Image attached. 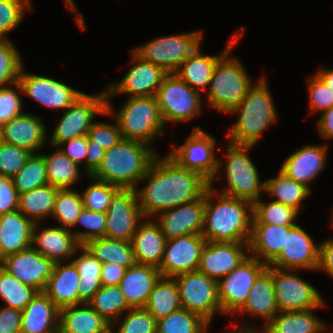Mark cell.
I'll use <instances>...</instances> for the list:
<instances>
[{
	"instance_id": "52",
	"label": "cell",
	"mask_w": 333,
	"mask_h": 333,
	"mask_svg": "<svg viewBox=\"0 0 333 333\" xmlns=\"http://www.w3.org/2000/svg\"><path fill=\"white\" fill-rule=\"evenodd\" d=\"M128 311L116 333H156L157 321L144 307Z\"/></svg>"
},
{
	"instance_id": "2",
	"label": "cell",
	"mask_w": 333,
	"mask_h": 333,
	"mask_svg": "<svg viewBox=\"0 0 333 333\" xmlns=\"http://www.w3.org/2000/svg\"><path fill=\"white\" fill-rule=\"evenodd\" d=\"M216 194L212 184H209L205 191L202 236L207 242H249L253 204L221 193L215 204L211 199L214 200ZM247 210L251 212V215Z\"/></svg>"
},
{
	"instance_id": "48",
	"label": "cell",
	"mask_w": 333,
	"mask_h": 333,
	"mask_svg": "<svg viewBox=\"0 0 333 333\" xmlns=\"http://www.w3.org/2000/svg\"><path fill=\"white\" fill-rule=\"evenodd\" d=\"M91 184L82 193L83 206L94 212L106 213L110 207V202L114 194L120 189L116 185H112L103 181L92 178Z\"/></svg>"
},
{
	"instance_id": "12",
	"label": "cell",
	"mask_w": 333,
	"mask_h": 333,
	"mask_svg": "<svg viewBox=\"0 0 333 333\" xmlns=\"http://www.w3.org/2000/svg\"><path fill=\"white\" fill-rule=\"evenodd\" d=\"M215 145L216 140L197 126L185 144L179 149L174 146L168 156L180 167L199 173L212 184L222 165L213 154Z\"/></svg>"
},
{
	"instance_id": "46",
	"label": "cell",
	"mask_w": 333,
	"mask_h": 333,
	"mask_svg": "<svg viewBox=\"0 0 333 333\" xmlns=\"http://www.w3.org/2000/svg\"><path fill=\"white\" fill-rule=\"evenodd\" d=\"M12 179L19 194L49 184L43 155L31 154L23 168Z\"/></svg>"
},
{
	"instance_id": "42",
	"label": "cell",
	"mask_w": 333,
	"mask_h": 333,
	"mask_svg": "<svg viewBox=\"0 0 333 333\" xmlns=\"http://www.w3.org/2000/svg\"><path fill=\"white\" fill-rule=\"evenodd\" d=\"M88 304L111 325L118 324L120 315L131 309L119 286H102Z\"/></svg>"
},
{
	"instance_id": "15",
	"label": "cell",
	"mask_w": 333,
	"mask_h": 333,
	"mask_svg": "<svg viewBox=\"0 0 333 333\" xmlns=\"http://www.w3.org/2000/svg\"><path fill=\"white\" fill-rule=\"evenodd\" d=\"M106 214L105 237L131 241L138 222L144 219L136 189H119L112 197Z\"/></svg>"
},
{
	"instance_id": "65",
	"label": "cell",
	"mask_w": 333,
	"mask_h": 333,
	"mask_svg": "<svg viewBox=\"0 0 333 333\" xmlns=\"http://www.w3.org/2000/svg\"><path fill=\"white\" fill-rule=\"evenodd\" d=\"M237 331V333H258V332H256L257 330L256 329H249V327L248 326H246V328L244 329H242V328H239V329H237L236 330ZM236 331H234L235 333H236ZM234 332H232V333H234ZM263 333H266V329L264 328V330L262 331ZM261 332V333H262Z\"/></svg>"
},
{
	"instance_id": "41",
	"label": "cell",
	"mask_w": 333,
	"mask_h": 333,
	"mask_svg": "<svg viewBox=\"0 0 333 333\" xmlns=\"http://www.w3.org/2000/svg\"><path fill=\"white\" fill-rule=\"evenodd\" d=\"M51 155H43L48 183L59 189H70L79 176V165L71 161L59 148Z\"/></svg>"
},
{
	"instance_id": "9",
	"label": "cell",
	"mask_w": 333,
	"mask_h": 333,
	"mask_svg": "<svg viewBox=\"0 0 333 333\" xmlns=\"http://www.w3.org/2000/svg\"><path fill=\"white\" fill-rule=\"evenodd\" d=\"M202 33L195 31L190 34L170 35L156 38L134 53L142 60L161 67L166 73H176L181 64L198 48Z\"/></svg>"
},
{
	"instance_id": "34",
	"label": "cell",
	"mask_w": 333,
	"mask_h": 333,
	"mask_svg": "<svg viewBox=\"0 0 333 333\" xmlns=\"http://www.w3.org/2000/svg\"><path fill=\"white\" fill-rule=\"evenodd\" d=\"M88 306L77 308L78 306ZM111 326L88 303L59 310L58 330L61 333H102Z\"/></svg>"
},
{
	"instance_id": "14",
	"label": "cell",
	"mask_w": 333,
	"mask_h": 333,
	"mask_svg": "<svg viewBox=\"0 0 333 333\" xmlns=\"http://www.w3.org/2000/svg\"><path fill=\"white\" fill-rule=\"evenodd\" d=\"M272 266V280L279 312L299 311L324 306L319 292L298 276Z\"/></svg>"
},
{
	"instance_id": "23",
	"label": "cell",
	"mask_w": 333,
	"mask_h": 333,
	"mask_svg": "<svg viewBox=\"0 0 333 333\" xmlns=\"http://www.w3.org/2000/svg\"><path fill=\"white\" fill-rule=\"evenodd\" d=\"M45 139L44 124L32 114L21 113L0 127V141L26 149L32 154L44 145Z\"/></svg>"
},
{
	"instance_id": "1",
	"label": "cell",
	"mask_w": 333,
	"mask_h": 333,
	"mask_svg": "<svg viewBox=\"0 0 333 333\" xmlns=\"http://www.w3.org/2000/svg\"><path fill=\"white\" fill-rule=\"evenodd\" d=\"M144 189L137 191L138 204L144 217L154 216L168 209L201 198L209 182L199 173L180 167L168 155L154 158L146 175Z\"/></svg>"
},
{
	"instance_id": "21",
	"label": "cell",
	"mask_w": 333,
	"mask_h": 333,
	"mask_svg": "<svg viewBox=\"0 0 333 333\" xmlns=\"http://www.w3.org/2000/svg\"><path fill=\"white\" fill-rule=\"evenodd\" d=\"M204 213L205 193L201 198L159 213L156 223L167 240L188 234L202 235Z\"/></svg>"
},
{
	"instance_id": "3",
	"label": "cell",
	"mask_w": 333,
	"mask_h": 333,
	"mask_svg": "<svg viewBox=\"0 0 333 333\" xmlns=\"http://www.w3.org/2000/svg\"><path fill=\"white\" fill-rule=\"evenodd\" d=\"M154 154L146 143L122 139L105 151L102 164L91 177L120 189H136V182L146 175Z\"/></svg>"
},
{
	"instance_id": "62",
	"label": "cell",
	"mask_w": 333,
	"mask_h": 333,
	"mask_svg": "<svg viewBox=\"0 0 333 333\" xmlns=\"http://www.w3.org/2000/svg\"><path fill=\"white\" fill-rule=\"evenodd\" d=\"M105 150L101 146L88 145L87 158H86V170L89 176H91L102 164Z\"/></svg>"
},
{
	"instance_id": "25",
	"label": "cell",
	"mask_w": 333,
	"mask_h": 333,
	"mask_svg": "<svg viewBox=\"0 0 333 333\" xmlns=\"http://www.w3.org/2000/svg\"><path fill=\"white\" fill-rule=\"evenodd\" d=\"M80 275L75 264L66 265L56 262L53 273L49 278L44 293L60 310L65 307L79 305Z\"/></svg>"
},
{
	"instance_id": "57",
	"label": "cell",
	"mask_w": 333,
	"mask_h": 333,
	"mask_svg": "<svg viewBox=\"0 0 333 333\" xmlns=\"http://www.w3.org/2000/svg\"><path fill=\"white\" fill-rule=\"evenodd\" d=\"M19 193L13 179L0 176V215L18 210Z\"/></svg>"
},
{
	"instance_id": "13",
	"label": "cell",
	"mask_w": 333,
	"mask_h": 333,
	"mask_svg": "<svg viewBox=\"0 0 333 333\" xmlns=\"http://www.w3.org/2000/svg\"><path fill=\"white\" fill-rule=\"evenodd\" d=\"M267 266L263 260L249 256L236 269L217 282L221 313H233L244 306L255 280Z\"/></svg>"
},
{
	"instance_id": "10",
	"label": "cell",
	"mask_w": 333,
	"mask_h": 333,
	"mask_svg": "<svg viewBox=\"0 0 333 333\" xmlns=\"http://www.w3.org/2000/svg\"><path fill=\"white\" fill-rule=\"evenodd\" d=\"M200 94L176 73L167 74L155 95L164 124L186 121L200 114Z\"/></svg>"
},
{
	"instance_id": "59",
	"label": "cell",
	"mask_w": 333,
	"mask_h": 333,
	"mask_svg": "<svg viewBox=\"0 0 333 333\" xmlns=\"http://www.w3.org/2000/svg\"><path fill=\"white\" fill-rule=\"evenodd\" d=\"M22 311L4 307L0 309V333H21Z\"/></svg>"
},
{
	"instance_id": "55",
	"label": "cell",
	"mask_w": 333,
	"mask_h": 333,
	"mask_svg": "<svg viewBox=\"0 0 333 333\" xmlns=\"http://www.w3.org/2000/svg\"><path fill=\"white\" fill-rule=\"evenodd\" d=\"M309 97L310 109L312 111H321L333 107V91L328 85L316 74L309 80Z\"/></svg>"
},
{
	"instance_id": "4",
	"label": "cell",
	"mask_w": 333,
	"mask_h": 333,
	"mask_svg": "<svg viewBox=\"0 0 333 333\" xmlns=\"http://www.w3.org/2000/svg\"><path fill=\"white\" fill-rule=\"evenodd\" d=\"M265 78H261L247 92L243 101L231 112H239L236 124L227 132L230 143L257 144L262 132L276 122V110Z\"/></svg>"
},
{
	"instance_id": "24",
	"label": "cell",
	"mask_w": 333,
	"mask_h": 333,
	"mask_svg": "<svg viewBox=\"0 0 333 333\" xmlns=\"http://www.w3.org/2000/svg\"><path fill=\"white\" fill-rule=\"evenodd\" d=\"M34 225L19 210L0 215V261L32 246Z\"/></svg>"
},
{
	"instance_id": "19",
	"label": "cell",
	"mask_w": 333,
	"mask_h": 333,
	"mask_svg": "<svg viewBox=\"0 0 333 333\" xmlns=\"http://www.w3.org/2000/svg\"><path fill=\"white\" fill-rule=\"evenodd\" d=\"M248 243L206 242L202 250L198 271L218 282L250 256L242 251L243 246L249 249Z\"/></svg>"
},
{
	"instance_id": "43",
	"label": "cell",
	"mask_w": 333,
	"mask_h": 333,
	"mask_svg": "<svg viewBox=\"0 0 333 333\" xmlns=\"http://www.w3.org/2000/svg\"><path fill=\"white\" fill-rule=\"evenodd\" d=\"M208 325L198 314L180 308L157 321L156 333H206Z\"/></svg>"
},
{
	"instance_id": "20",
	"label": "cell",
	"mask_w": 333,
	"mask_h": 333,
	"mask_svg": "<svg viewBox=\"0 0 333 333\" xmlns=\"http://www.w3.org/2000/svg\"><path fill=\"white\" fill-rule=\"evenodd\" d=\"M136 64L126 73L121 82L112 84L106 91L107 100L112 94L127 93L130 97L155 96L164 77L168 74L161 67L142 60L133 52Z\"/></svg>"
},
{
	"instance_id": "7",
	"label": "cell",
	"mask_w": 333,
	"mask_h": 333,
	"mask_svg": "<svg viewBox=\"0 0 333 333\" xmlns=\"http://www.w3.org/2000/svg\"><path fill=\"white\" fill-rule=\"evenodd\" d=\"M96 114H113L106 91L94 96L83 93L78 97L54 129L51 144L59 147V144L67 140L87 135Z\"/></svg>"
},
{
	"instance_id": "50",
	"label": "cell",
	"mask_w": 333,
	"mask_h": 333,
	"mask_svg": "<svg viewBox=\"0 0 333 333\" xmlns=\"http://www.w3.org/2000/svg\"><path fill=\"white\" fill-rule=\"evenodd\" d=\"M107 214L103 212H94L83 208L76 225L81 224L89 229L88 231L73 233L78 243L83 246L89 240L105 237Z\"/></svg>"
},
{
	"instance_id": "35",
	"label": "cell",
	"mask_w": 333,
	"mask_h": 333,
	"mask_svg": "<svg viewBox=\"0 0 333 333\" xmlns=\"http://www.w3.org/2000/svg\"><path fill=\"white\" fill-rule=\"evenodd\" d=\"M312 313L313 309L279 312L264 326L266 333H322L325 325Z\"/></svg>"
},
{
	"instance_id": "31",
	"label": "cell",
	"mask_w": 333,
	"mask_h": 333,
	"mask_svg": "<svg viewBox=\"0 0 333 333\" xmlns=\"http://www.w3.org/2000/svg\"><path fill=\"white\" fill-rule=\"evenodd\" d=\"M293 226H278L270 224H252L249 240L250 256L269 265L285 246L286 234ZM259 257V258H258Z\"/></svg>"
},
{
	"instance_id": "49",
	"label": "cell",
	"mask_w": 333,
	"mask_h": 333,
	"mask_svg": "<svg viewBox=\"0 0 333 333\" xmlns=\"http://www.w3.org/2000/svg\"><path fill=\"white\" fill-rule=\"evenodd\" d=\"M10 40L0 39V87L18 82L22 66L21 58Z\"/></svg>"
},
{
	"instance_id": "63",
	"label": "cell",
	"mask_w": 333,
	"mask_h": 333,
	"mask_svg": "<svg viewBox=\"0 0 333 333\" xmlns=\"http://www.w3.org/2000/svg\"><path fill=\"white\" fill-rule=\"evenodd\" d=\"M318 120V129L322 137L333 138V107L328 110H325Z\"/></svg>"
},
{
	"instance_id": "28",
	"label": "cell",
	"mask_w": 333,
	"mask_h": 333,
	"mask_svg": "<svg viewBox=\"0 0 333 333\" xmlns=\"http://www.w3.org/2000/svg\"><path fill=\"white\" fill-rule=\"evenodd\" d=\"M59 309L44 292H37L22 310L21 333H57Z\"/></svg>"
},
{
	"instance_id": "22",
	"label": "cell",
	"mask_w": 333,
	"mask_h": 333,
	"mask_svg": "<svg viewBox=\"0 0 333 333\" xmlns=\"http://www.w3.org/2000/svg\"><path fill=\"white\" fill-rule=\"evenodd\" d=\"M319 248L312 238L297 224L286 234L285 246L280 254L268 265L280 269H316Z\"/></svg>"
},
{
	"instance_id": "51",
	"label": "cell",
	"mask_w": 333,
	"mask_h": 333,
	"mask_svg": "<svg viewBox=\"0 0 333 333\" xmlns=\"http://www.w3.org/2000/svg\"><path fill=\"white\" fill-rule=\"evenodd\" d=\"M31 154L26 149L0 141V176L13 178Z\"/></svg>"
},
{
	"instance_id": "60",
	"label": "cell",
	"mask_w": 333,
	"mask_h": 333,
	"mask_svg": "<svg viewBox=\"0 0 333 333\" xmlns=\"http://www.w3.org/2000/svg\"><path fill=\"white\" fill-rule=\"evenodd\" d=\"M126 268L113 263L102 264L101 285L119 286L124 277Z\"/></svg>"
},
{
	"instance_id": "45",
	"label": "cell",
	"mask_w": 333,
	"mask_h": 333,
	"mask_svg": "<svg viewBox=\"0 0 333 333\" xmlns=\"http://www.w3.org/2000/svg\"><path fill=\"white\" fill-rule=\"evenodd\" d=\"M298 213L296 209L284 204L275 201L266 204L259 199L253 204L252 224L294 226Z\"/></svg>"
},
{
	"instance_id": "58",
	"label": "cell",
	"mask_w": 333,
	"mask_h": 333,
	"mask_svg": "<svg viewBox=\"0 0 333 333\" xmlns=\"http://www.w3.org/2000/svg\"><path fill=\"white\" fill-rule=\"evenodd\" d=\"M68 144L67 148L63 150L59 148L71 161L76 164H80L83 159L87 158V148H88V136L84 135L71 140H67L59 146L62 147L64 144Z\"/></svg>"
},
{
	"instance_id": "53",
	"label": "cell",
	"mask_w": 333,
	"mask_h": 333,
	"mask_svg": "<svg viewBox=\"0 0 333 333\" xmlns=\"http://www.w3.org/2000/svg\"><path fill=\"white\" fill-rule=\"evenodd\" d=\"M29 0H0V39L19 25L25 9L31 8Z\"/></svg>"
},
{
	"instance_id": "8",
	"label": "cell",
	"mask_w": 333,
	"mask_h": 333,
	"mask_svg": "<svg viewBox=\"0 0 333 333\" xmlns=\"http://www.w3.org/2000/svg\"><path fill=\"white\" fill-rule=\"evenodd\" d=\"M227 151V187L221 192L231 197L243 199L254 204L265 191V182L259 181V173L247 151L253 146L228 143Z\"/></svg>"
},
{
	"instance_id": "26",
	"label": "cell",
	"mask_w": 333,
	"mask_h": 333,
	"mask_svg": "<svg viewBox=\"0 0 333 333\" xmlns=\"http://www.w3.org/2000/svg\"><path fill=\"white\" fill-rule=\"evenodd\" d=\"M161 273L157 267L135 263L127 268L120 290L131 308L145 307L154 285L160 279Z\"/></svg>"
},
{
	"instance_id": "54",
	"label": "cell",
	"mask_w": 333,
	"mask_h": 333,
	"mask_svg": "<svg viewBox=\"0 0 333 333\" xmlns=\"http://www.w3.org/2000/svg\"><path fill=\"white\" fill-rule=\"evenodd\" d=\"M115 125L106 123H94L87 133L88 145H97L109 150L122 139V133L117 121Z\"/></svg>"
},
{
	"instance_id": "66",
	"label": "cell",
	"mask_w": 333,
	"mask_h": 333,
	"mask_svg": "<svg viewBox=\"0 0 333 333\" xmlns=\"http://www.w3.org/2000/svg\"><path fill=\"white\" fill-rule=\"evenodd\" d=\"M66 4L68 7L70 6L71 11L76 12L75 6H74V1L73 0H65Z\"/></svg>"
},
{
	"instance_id": "33",
	"label": "cell",
	"mask_w": 333,
	"mask_h": 333,
	"mask_svg": "<svg viewBox=\"0 0 333 333\" xmlns=\"http://www.w3.org/2000/svg\"><path fill=\"white\" fill-rule=\"evenodd\" d=\"M239 312L259 315L265 318L267 323L277 316L279 309L272 280V266H267L255 280L249 297Z\"/></svg>"
},
{
	"instance_id": "18",
	"label": "cell",
	"mask_w": 333,
	"mask_h": 333,
	"mask_svg": "<svg viewBox=\"0 0 333 333\" xmlns=\"http://www.w3.org/2000/svg\"><path fill=\"white\" fill-rule=\"evenodd\" d=\"M14 85L40 104L56 110H59V108L68 109L83 94V92L52 78L26 74L22 68L18 82Z\"/></svg>"
},
{
	"instance_id": "56",
	"label": "cell",
	"mask_w": 333,
	"mask_h": 333,
	"mask_svg": "<svg viewBox=\"0 0 333 333\" xmlns=\"http://www.w3.org/2000/svg\"><path fill=\"white\" fill-rule=\"evenodd\" d=\"M22 99L13 88L0 87V127L21 114Z\"/></svg>"
},
{
	"instance_id": "64",
	"label": "cell",
	"mask_w": 333,
	"mask_h": 333,
	"mask_svg": "<svg viewBox=\"0 0 333 333\" xmlns=\"http://www.w3.org/2000/svg\"><path fill=\"white\" fill-rule=\"evenodd\" d=\"M317 75L328 85L333 91V70H323L318 71Z\"/></svg>"
},
{
	"instance_id": "32",
	"label": "cell",
	"mask_w": 333,
	"mask_h": 333,
	"mask_svg": "<svg viewBox=\"0 0 333 333\" xmlns=\"http://www.w3.org/2000/svg\"><path fill=\"white\" fill-rule=\"evenodd\" d=\"M240 35L236 34L231 39L223 54L208 56L200 53L198 47L180 66L176 74L187 83L192 89L198 91L195 87L205 89L210 85V80L217 62L238 42Z\"/></svg>"
},
{
	"instance_id": "67",
	"label": "cell",
	"mask_w": 333,
	"mask_h": 333,
	"mask_svg": "<svg viewBox=\"0 0 333 333\" xmlns=\"http://www.w3.org/2000/svg\"><path fill=\"white\" fill-rule=\"evenodd\" d=\"M113 325H111L109 328H107L104 332L102 333H116L114 330H112Z\"/></svg>"
},
{
	"instance_id": "5",
	"label": "cell",
	"mask_w": 333,
	"mask_h": 333,
	"mask_svg": "<svg viewBox=\"0 0 333 333\" xmlns=\"http://www.w3.org/2000/svg\"><path fill=\"white\" fill-rule=\"evenodd\" d=\"M227 52L216 64L210 80L207 102L213 108L231 113L253 86L241 63Z\"/></svg>"
},
{
	"instance_id": "40",
	"label": "cell",
	"mask_w": 333,
	"mask_h": 333,
	"mask_svg": "<svg viewBox=\"0 0 333 333\" xmlns=\"http://www.w3.org/2000/svg\"><path fill=\"white\" fill-rule=\"evenodd\" d=\"M265 192L275 196V202L292 207L298 212L302 200L311 194L310 188L289 178L280 170L277 177L265 181Z\"/></svg>"
},
{
	"instance_id": "47",
	"label": "cell",
	"mask_w": 333,
	"mask_h": 333,
	"mask_svg": "<svg viewBox=\"0 0 333 333\" xmlns=\"http://www.w3.org/2000/svg\"><path fill=\"white\" fill-rule=\"evenodd\" d=\"M83 206L82 195L71 189H60L55 199L53 217L63 226L69 229L76 226Z\"/></svg>"
},
{
	"instance_id": "39",
	"label": "cell",
	"mask_w": 333,
	"mask_h": 333,
	"mask_svg": "<svg viewBox=\"0 0 333 333\" xmlns=\"http://www.w3.org/2000/svg\"><path fill=\"white\" fill-rule=\"evenodd\" d=\"M80 249H82V255L72 261L80 275L79 305L88 303L102 287V263L84 245L80 246Z\"/></svg>"
},
{
	"instance_id": "38",
	"label": "cell",
	"mask_w": 333,
	"mask_h": 333,
	"mask_svg": "<svg viewBox=\"0 0 333 333\" xmlns=\"http://www.w3.org/2000/svg\"><path fill=\"white\" fill-rule=\"evenodd\" d=\"M60 189L50 184L19 194L18 210L35 224L53 214Z\"/></svg>"
},
{
	"instance_id": "61",
	"label": "cell",
	"mask_w": 333,
	"mask_h": 333,
	"mask_svg": "<svg viewBox=\"0 0 333 333\" xmlns=\"http://www.w3.org/2000/svg\"><path fill=\"white\" fill-rule=\"evenodd\" d=\"M317 269H324L333 277V239L320 243Z\"/></svg>"
},
{
	"instance_id": "37",
	"label": "cell",
	"mask_w": 333,
	"mask_h": 333,
	"mask_svg": "<svg viewBox=\"0 0 333 333\" xmlns=\"http://www.w3.org/2000/svg\"><path fill=\"white\" fill-rule=\"evenodd\" d=\"M84 246L102 264L113 263L127 269L136 263L131 241L102 237L89 240Z\"/></svg>"
},
{
	"instance_id": "30",
	"label": "cell",
	"mask_w": 333,
	"mask_h": 333,
	"mask_svg": "<svg viewBox=\"0 0 333 333\" xmlns=\"http://www.w3.org/2000/svg\"><path fill=\"white\" fill-rule=\"evenodd\" d=\"M37 225L39 223H36L33 228L32 246L37 244L38 248H33L55 263L61 262L60 258L66 257L67 259L69 256H73L80 248L81 245L70 229L58 226L46 228L36 234Z\"/></svg>"
},
{
	"instance_id": "11",
	"label": "cell",
	"mask_w": 333,
	"mask_h": 333,
	"mask_svg": "<svg viewBox=\"0 0 333 333\" xmlns=\"http://www.w3.org/2000/svg\"><path fill=\"white\" fill-rule=\"evenodd\" d=\"M173 278L178 286L182 308L198 314L210 324L216 311H221L217 281L198 270Z\"/></svg>"
},
{
	"instance_id": "27",
	"label": "cell",
	"mask_w": 333,
	"mask_h": 333,
	"mask_svg": "<svg viewBox=\"0 0 333 333\" xmlns=\"http://www.w3.org/2000/svg\"><path fill=\"white\" fill-rule=\"evenodd\" d=\"M326 148L325 145H307L289 155L282 164L280 171L309 188L308 183L325 166Z\"/></svg>"
},
{
	"instance_id": "36",
	"label": "cell",
	"mask_w": 333,
	"mask_h": 333,
	"mask_svg": "<svg viewBox=\"0 0 333 333\" xmlns=\"http://www.w3.org/2000/svg\"><path fill=\"white\" fill-rule=\"evenodd\" d=\"M156 321L182 308L178 286L173 277H163L156 282L144 307Z\"/></svg>"
},
{
	"instance_id": "16",
	"label": "cell",
	"mask_w": 333,
	"mask_h": 333,
	"mask_svg": "<svg viewBox=\"0 0 333 333\" xmlns=\"http://www.w3.org/2000/svg\"><path fill=\"white\" fill-rule=\"evenodd\" d=\"M206 240L202 235H183L168 239L164 256L158 268L161 276L175 277L180 274L197 271Z\"/></svg>"
},
{
	"instance_id": "29",
	"label": "cell",
	"mask_w": 333,
	"mask_h": 333,
	"mask_svg": "<svg viewBox=\"0 0 333 333\" xmlns=\"http://www.w3.org/2000/svg\"><path fill=\"white\" fill-rule=\"evenodd\" d=\"M143 223H139L131 239L135 262L159 268L167 239L156 222Z\"/></svg>"
},
{
	"instance_id": "44",
	"label": "cell",
	"mask_w": 333,
	"mask_h": 333,
	"mask_svg": "<svg viewBox=\"0 0 333 333\" xmlns=\"http://www.w3.org/2000/svg\"><path fill=\"white\" fill-rule=\"evenodd\" d=\"M33 287L21 283L0 266V297L6 307L23 310L37 294Z\"/></svg>"
},
{
	"instance_id": "17",
	"label": "cell",
	"mask_w": 333,
	"mask_h": 333,
	"mask_svg": "<svg viewBox=\"0 0 333 333\" xmlns=\"http://www.w3.org/2000/svg\"><path fill=\"white\" fill-rule=\"evenodd\" d=\"M0 266L21 283L43 292L53 273L55 262L31 246L5 257L0 261Z\"/></svg>"
},
{
	"instance_id": "6",
	"label": "cell",
	"mask_w": 333,
	"mask_h": 333,
	"mask_svg": "<svg viewBox=\"0 0 333 333\" xmlns=\"http://www.w3.org/2000/svg\"><path fill=\"white\" fill-rule=\"evenodd\" d=\"M123 139L136 140L150 145L162 133V119L155 96L129 97L116 115Z\"/></svg>"
}]
</instances>
